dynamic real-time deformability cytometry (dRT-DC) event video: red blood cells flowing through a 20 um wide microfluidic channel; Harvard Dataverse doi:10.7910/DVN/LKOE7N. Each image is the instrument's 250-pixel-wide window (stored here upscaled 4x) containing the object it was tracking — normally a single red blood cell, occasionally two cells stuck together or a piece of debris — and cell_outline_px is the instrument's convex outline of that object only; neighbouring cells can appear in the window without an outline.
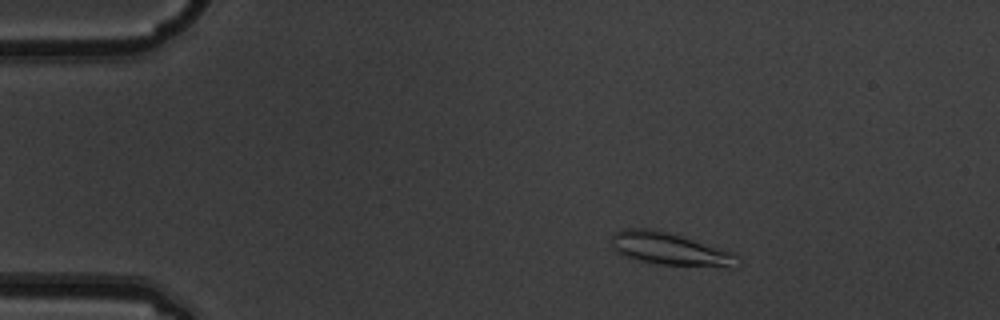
{"species": "common noctule bat (a hibernating species)", "species_latin": "Nyctalus noctula", "temperature_condition": "warm", "stored_images_in_passage": 4, "camera_frame_rate_fps": 3000, "um_per_image_px": 0.085, "animal": {"sex": "male", "body_mass_g": 19.5, "forearm_length_mm": 54.6}, "frame": {"image": 1, "passage_image": 2, "time_ms": 0.333, "image_size_px": [1000, 320], "cell_outline_px": [[740, 264], [736, 268], [728, 268], [660, 264], [636, 260], [624, 256], [616, 252], [612, 248], [612, 232], [624, 228], [652, 228], [668, 232], [736, 252], [740, 260]], "centroid_in_image_um": [57.0, 21.17], "position_along_channel_um": 28.0, "area_um2": 24.62}}